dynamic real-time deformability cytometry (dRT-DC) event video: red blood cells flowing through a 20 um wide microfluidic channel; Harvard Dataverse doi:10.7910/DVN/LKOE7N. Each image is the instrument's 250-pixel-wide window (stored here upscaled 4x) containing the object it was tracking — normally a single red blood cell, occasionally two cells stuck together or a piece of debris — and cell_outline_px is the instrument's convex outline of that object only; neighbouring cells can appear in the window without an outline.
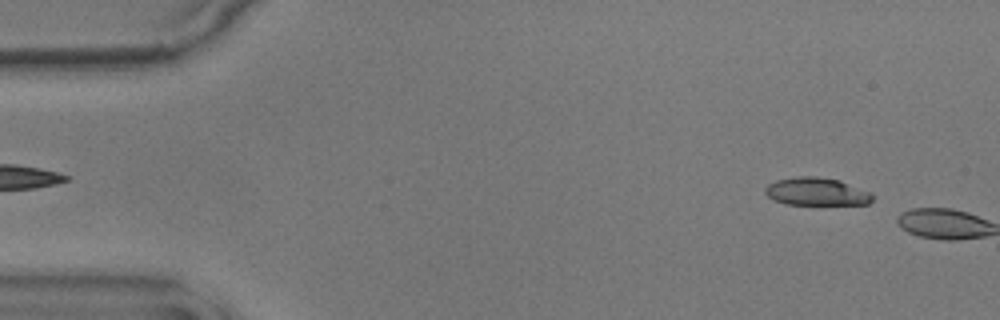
{"species": "common noctule bat (a hibernating species)", "species_latin": "Nyctalus noctula", "temperature_condition": "warm", "stored_images_in_passage": 5, "camera_frame_rate_fps": 3000, "um_per_image_px": 0.085, "animal": {"sex": "male", "body_mass_g": 17.9}, "frame": {"image": 1, "passage_image": 4, "time_ms": 1.0, "image_size_px": [1000, 320], "cell_outline_px": [[872, 200], [868, 204], [784, 204], [768, 196], [764, 192], [764, 188], [768, 184], [776, 180], [796, 176], [816, 176], [840, 180], [868, 192], [872, 196]], "centroid_in_image_um": [69.35, 16.28], "position_along_channel_um": 15.6, "area_um2": 17.22}}